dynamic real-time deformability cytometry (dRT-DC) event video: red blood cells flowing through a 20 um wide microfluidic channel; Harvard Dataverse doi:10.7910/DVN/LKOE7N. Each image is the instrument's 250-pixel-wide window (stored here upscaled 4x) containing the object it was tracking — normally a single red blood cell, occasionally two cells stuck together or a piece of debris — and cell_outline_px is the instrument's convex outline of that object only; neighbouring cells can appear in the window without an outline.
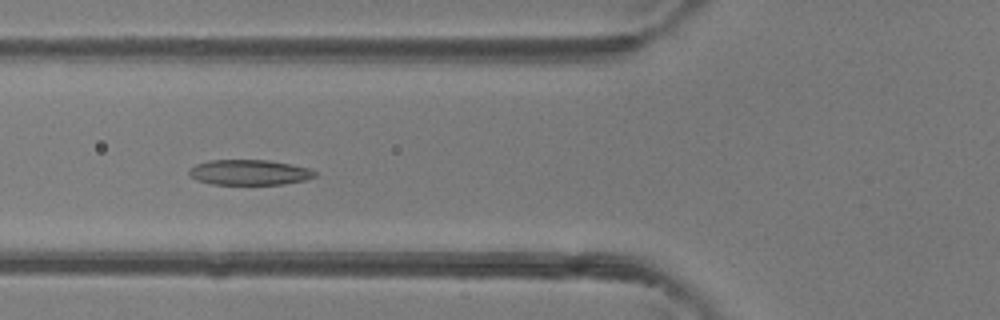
{"species": "common noctule bat (a hibernating species)", "species_latin": "Nyctalus noctula", "temperature_condition": "room temperature", "stored_images_in_passage": 38, "camera_frame_rate_fps": 3000, "um_per_image_px": 0.085, "animal": {"sex": "female"}, "frame": {"image": 1, "passage_image": 18, "time_ms": 5.667, "image_size_px": [1000, 320], "cell_outline_px": [[316, 176], [304, 180], [284, 184], [212, 184], [196, 180], [188, 172], [188, 168], [196, 164], [212, 160], [268, 160], [308, 168], [316, 172]], "centroid_in_image_um": [21.16, 14.65], "position_along_channel_um": 104.6, "area_um2": 18.38}}
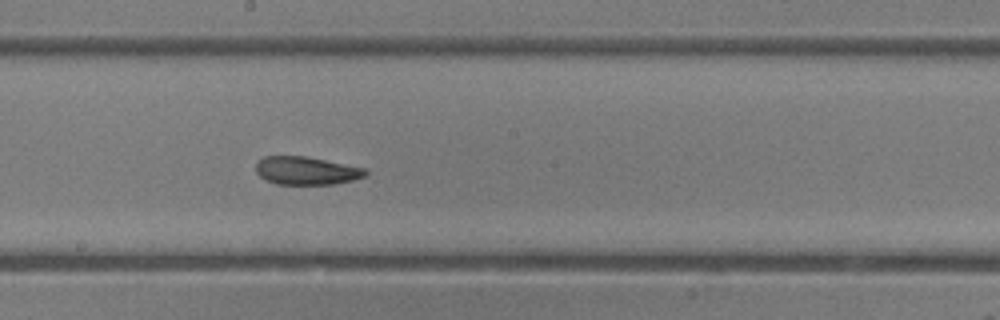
{"frame": {"image": 2, "passage_image": 26, "time_ms": 8.333, "image_size_px": [1000, 320], "cell_outline_px": [[368, 172], [364, 176], [352, 180], [332, 184], [276, 184], [260, 176], [256, 172], [256, 164], [264, 156], [304, 156], [364, 168]], "centroid_in_image_um": [26.01, 14.51], "position_along_channel_um": 222.2, "area_um2": 17.57}}
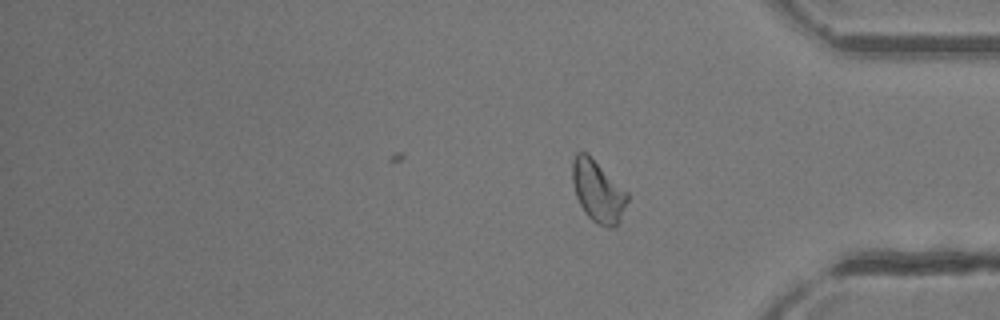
{"frame": {"image": 3, "passage_image": 38, "time_ms": 12.333, "image_size_px": [1000, 320], "cell_outline_px": [[628, 200], [620, 220], [612, 228], [608, 228], [596, 224], [584, 212], [576, 196], [572, 180], [572, 160], [576, 152], [584, 152], [628, 192]], "centroid_in_image_um": [50.81, 16.3], "position_along_channel_um": 384.4, "area_um2": 19.42}, "authors_computed_cell_mechanics": {"area_um2": 19.1029, "velocity_mm_per_s": 4.4005, "shape_relaxation_time_tau1_ms": null, "shape_relaxation_time_tau2_ms": 3.0691, "deformation_change_tau1": null, "deformation_change_tau2": 0.0997}}